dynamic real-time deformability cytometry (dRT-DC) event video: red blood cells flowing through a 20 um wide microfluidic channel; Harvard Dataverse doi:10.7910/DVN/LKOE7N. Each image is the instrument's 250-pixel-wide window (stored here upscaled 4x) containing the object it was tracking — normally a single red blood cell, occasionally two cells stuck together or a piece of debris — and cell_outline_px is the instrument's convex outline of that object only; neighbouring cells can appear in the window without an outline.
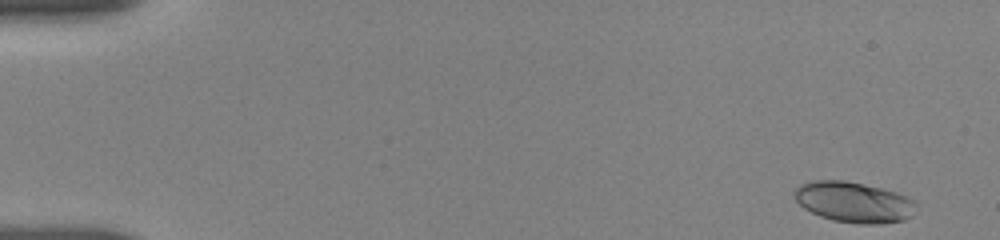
{"species": "human", "species_latin": "Homo sapiens", "temperature_condition": "room temperature", "stored_images_in_passage": 37, "camera_frame_rate_fps": 3000, "um_per_image_px": 0.085, "donor": {"sex": "female"}, "frame": {"image": 1, "passage_image": 1, "time_ms": 0.0, "image_size_px": [1000, 240], "cell_outline_px": [[916, 204], [912, 216], [904, 220], [880, 224], [860, 224], [832, 220], [820, 216], [804, 208], [792, 196], [792, 192], [800, 184], [812, 180], [844, 180], [880, 188], [896, 192], [908, 196], [916, 200]], "centroid_in_image_um": [72.57, 17.18], "position_along_channel_um": 12.4, "area_um2": 29.02}}
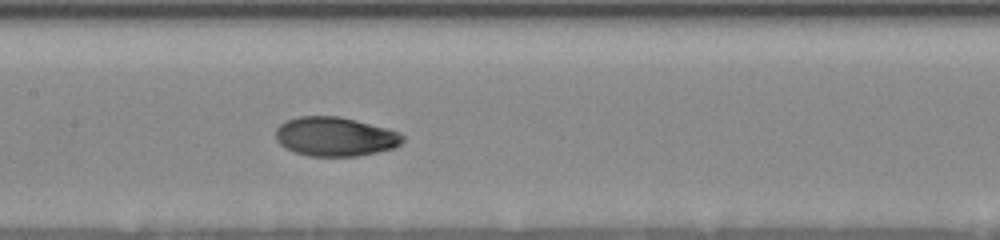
{"frame": {"image": 2, "passage_image": 15, "time_ms": 4.667, "image_size_px": [1000, 240], "cell_outline_px": [[404, 140], [400, 144], [392, 148], [360, 156], [308, 156], [284, 148], [276, 140], [276, 128], [280, 124], [288, 120], [300, 116], [340, 116], [388, 128], [400, 132], [404, 136]], "centroid_in_image_um": [28.49, 11.61], "position_along_channel_um": 178.9, "area_um2": 29.07}}
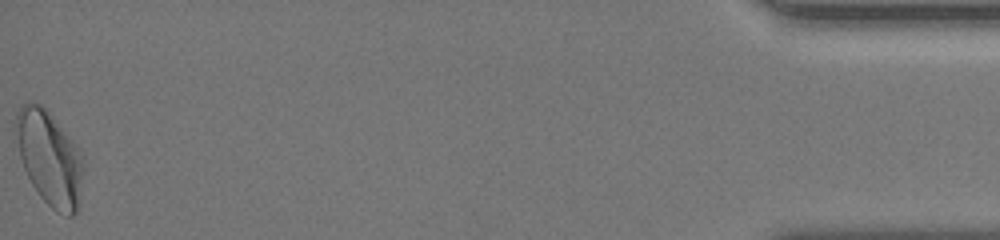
{"frame": {"image": 3, "passage_image": 37, "time_ms": 12.0, "image_size_px": [1000, 240], "cell_outline_px": [[84, 168], [80, 208], [72, 216], [68, 216], [56, 212], [40, 196], [32, 184], [24, 168], [12, 132], [12, 124], [16, 112], [28, 100], [32, 100], [40, 104], [48, 112], [80, 152], [84, 160]], "centroid_in_image_um": [4.18, 13.45], "position_along_channel_um": 431.0, "area_um2": 37.57}}